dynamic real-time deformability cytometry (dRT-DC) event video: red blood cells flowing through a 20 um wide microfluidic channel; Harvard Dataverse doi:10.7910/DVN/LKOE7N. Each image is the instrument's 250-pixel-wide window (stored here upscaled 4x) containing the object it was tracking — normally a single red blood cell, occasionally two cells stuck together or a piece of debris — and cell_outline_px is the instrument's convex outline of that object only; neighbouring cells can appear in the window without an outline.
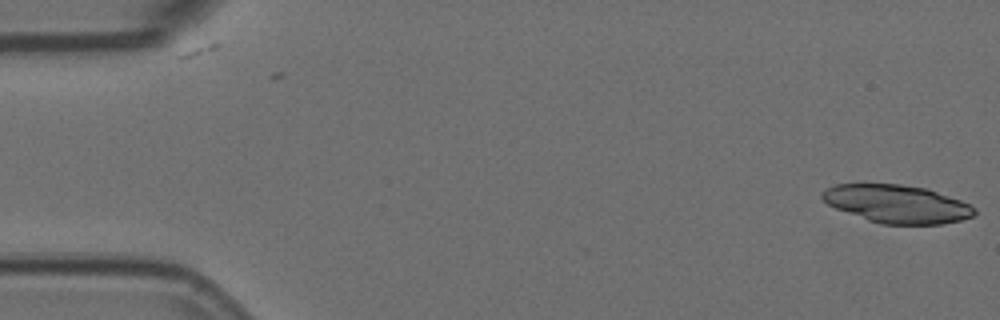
{"species": "Egyptian fruit bat (a non-hibernating species)", "species_latin": "Rousettus aegyptiacus", "temperature_condition": "room temperature", "stored_images_in_passage": 4, "camera_frame_rate_fps": 3000, "um_per_image_px": 0.085, "animal": {"sex": "female"}, "frame": {"image": 1, "passage_image": 1, "time_ms": 0.0, "image_size_px": [1000, 320], "cell_outline_px": [[976, 212], [972, 216], [960, 220], [944, 224], [880, 224], [868, 220], [836, 208], [828, 204], [820, 196], [824, 188], [836, 184], [900, 184], [928, 188], [960, 200], [976, 208]], "centroid_in_image_um": [76.24, 17.33], "position_along_channel_um": 8.8, "area_um2": 33.7}}